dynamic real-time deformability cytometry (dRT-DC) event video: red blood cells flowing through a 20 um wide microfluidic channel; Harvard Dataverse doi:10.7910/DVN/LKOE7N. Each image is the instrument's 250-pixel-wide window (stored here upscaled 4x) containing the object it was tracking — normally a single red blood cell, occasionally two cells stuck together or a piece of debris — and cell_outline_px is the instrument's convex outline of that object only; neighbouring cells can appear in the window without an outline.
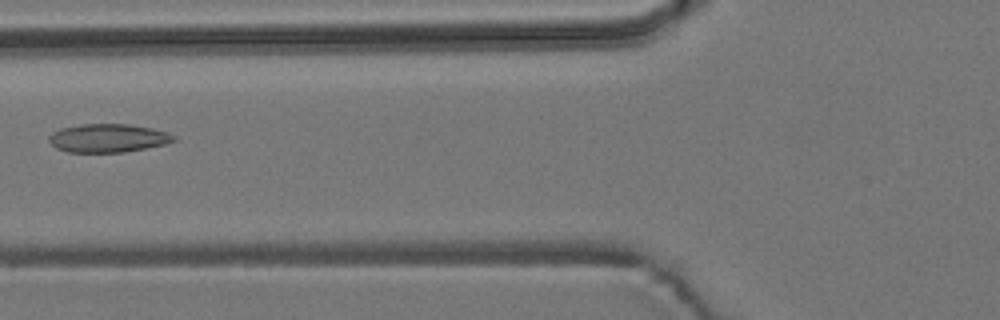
{"species": "common noctule bat (a hibernating species)", "species_latin": "Nyctalus noctula", "temperature_condition": "room temperature", "stored_images_in_passage": 4, "camera_frame_rate_fps": 3000, "um_per_image_px": 0.085, "animal": {"sex": "male", "body_mass_g": 19.2, "forearm_length_mm": 51.8}, "frame": {"image": 1, "passage_image": 4, "time_ms": 3.333, "image_size_px": [1000, 320], "cell_outline_px": [[176, 140], [164, 144], [124, 152], [68, 152], [56, 148], [48, 140], [48, 136], [52, 132], [60, 128], [80, 124], [128, 124], [152, 128], [168, 132], [176, 136]], "centroid_in_image_um": [9.16, 11.73], "position_along_channel_um": 116.6, "area_um2": 20.69}}